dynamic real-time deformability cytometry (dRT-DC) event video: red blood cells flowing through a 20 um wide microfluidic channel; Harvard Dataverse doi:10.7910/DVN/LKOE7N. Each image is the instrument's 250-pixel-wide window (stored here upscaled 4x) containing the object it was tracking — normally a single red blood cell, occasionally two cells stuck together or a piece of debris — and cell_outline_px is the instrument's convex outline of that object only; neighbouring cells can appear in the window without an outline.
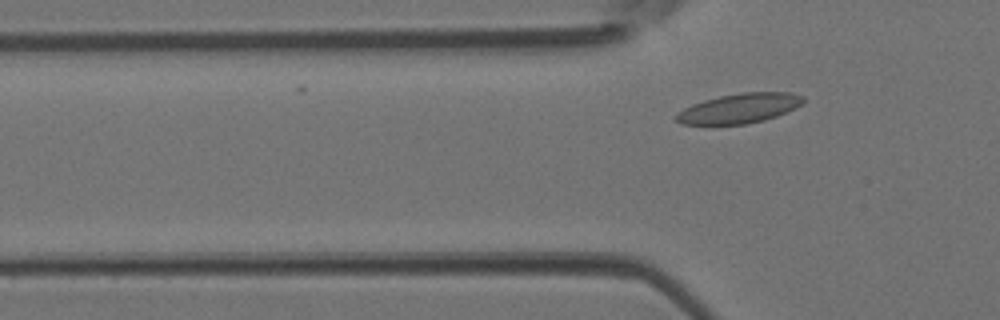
{"species": "Egyptian fruit bat (a non-hibernating species)", "species_latin": "Rousettus aegyptiacus", "temperature_condition": "room temperature", "stored_images_in_passage": 7, "camera_frame_rate_fps": 3000, "um_per_image_px": 0.085, "animal": {"sex": "female"}, "frame": {"image": 1, "passage_image": 7, "time_ms": 2.0, "image_size_px": [1000, 320], "cell_outline_px": [[804, 100], [800, 104], [776, 116], [764, 120], [744, 124], [680, 124], [676, 120], [676, 112], [692, 104], [704, 100], [720, 96], [740, 92], [788, 92], [804, 96]], "centroid_in_image_um": [62.8, 9.2], "position_along_channel_um": 63.0, "area_um2": 21.73}}